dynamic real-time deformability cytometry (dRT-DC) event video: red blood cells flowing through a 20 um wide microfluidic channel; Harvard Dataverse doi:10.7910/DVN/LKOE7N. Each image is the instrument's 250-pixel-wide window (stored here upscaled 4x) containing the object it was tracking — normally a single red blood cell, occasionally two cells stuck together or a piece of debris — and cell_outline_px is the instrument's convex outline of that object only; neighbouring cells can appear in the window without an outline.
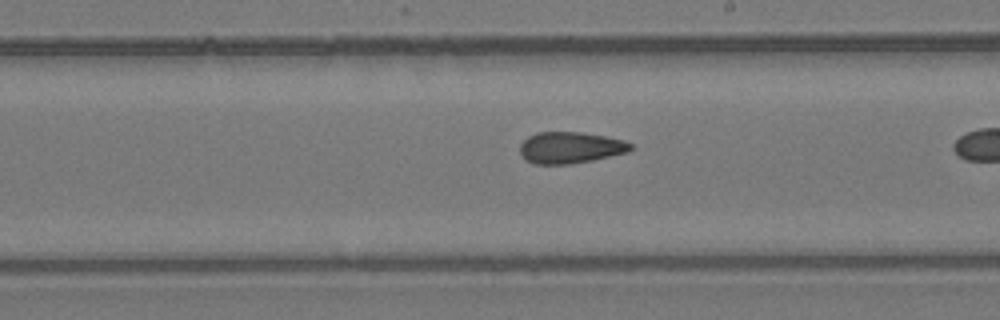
{"species": "common noctule bat (a hibernating species)", "species_latin": "Nyctalus noctula", "temperature_condition": "room temperature", "stored_images_in_passage": 29, "camera_frame_rate_fps": 3000, "um_per_image_px": 0.085, "animal": {"sex": "female", "body_mass_g": 24.6, "forearm_length_mm": 56.2}, "frame": {"image": 1, "passage_image": 25, "time_ms": 8.0, "image_size_px": [1000, 320], "cell_outline_px": [[636, 148], [628, 152], [592, 160], [568, 164], [532, 164], [524, 160], [520, 152], [520, 144], [528, 136], [536, 132], [580, 132], [604, 136], [624, 140], [632, 144]], "centroid_in_image_um": [48.47, 12.55], "position_along_channel_um": 240.5, "area_um2": 20.46}}